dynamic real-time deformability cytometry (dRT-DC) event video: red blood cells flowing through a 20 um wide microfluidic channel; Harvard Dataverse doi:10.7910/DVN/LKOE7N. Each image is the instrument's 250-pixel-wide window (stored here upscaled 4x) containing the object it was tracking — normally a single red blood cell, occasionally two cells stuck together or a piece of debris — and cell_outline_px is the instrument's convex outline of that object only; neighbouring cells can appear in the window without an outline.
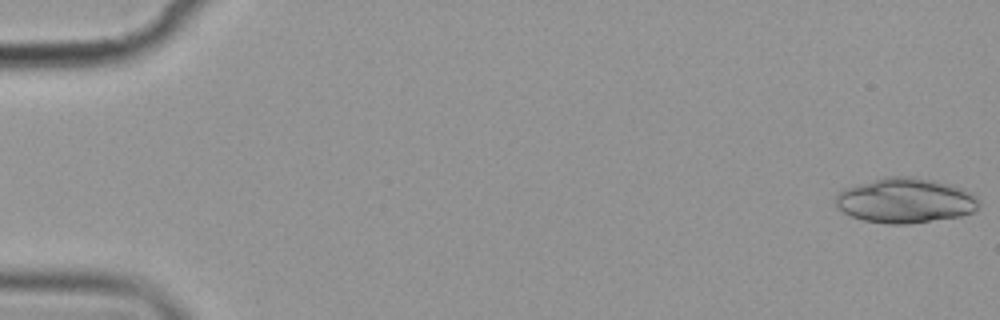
{"species": "common noctule bat (a hibernating species)", "species_latin": "Nyctalus noctula", "temperature_condition": "cold", "stored_images_in_passage": 6, "camera_frame_rate_fps": 3000, "um_per_image_px": 0.085, "animal": {"sex": "female", "body_mass_g": 19.9}, "frame": {"image": 1, "passage_image": 1, "time_ms": 0.0, "image_size_px": [1000, 320], "cell_outline_px": [[980, 200], [976, 208], [972, 212], [960, 216], [908, 224], [884, 224], [864, 220], [852, 216], [844, 212], [836, 204], [836, 196], [844, 188], [856, 184], [888, 176], [908, 176], [932, 180], [960, 188], [968, 192]], "centroid_in_image_um": [76.92, 17.05], "position_along_channel_um": 8.1, "area_um2": 37.05}}